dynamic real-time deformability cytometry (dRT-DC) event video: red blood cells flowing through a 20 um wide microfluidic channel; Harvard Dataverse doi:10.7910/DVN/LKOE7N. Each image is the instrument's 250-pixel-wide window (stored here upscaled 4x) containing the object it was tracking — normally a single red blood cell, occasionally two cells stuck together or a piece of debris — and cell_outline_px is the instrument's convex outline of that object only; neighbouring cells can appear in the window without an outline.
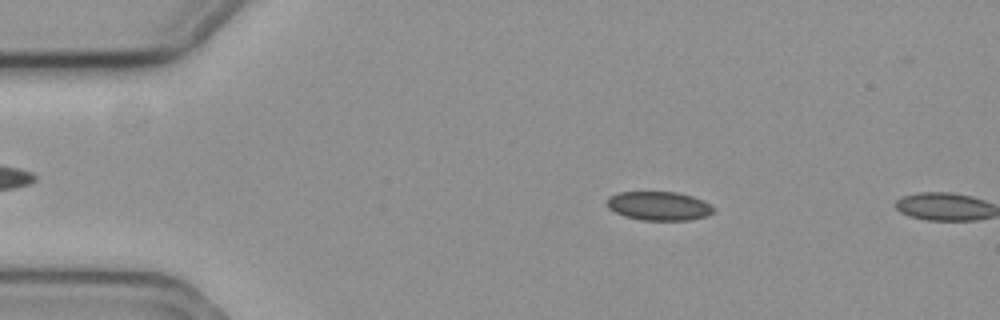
{"species": "common noctule bat (a hibernating species)", "species_latin": "Nyctalus noctula", "temperature_condition": "cold", "stored_images_in_passage": 3, "camera_frame_rate_fps": 3000, "um_per_image_px": 0.085, "animal": {"sex": "female", "body_mass_g": 19.3, "forearm_length_mm": 54.1}, "frame": {"image": 1, "passage_image": 2, "time_ms": 0.333, "image_size_px": [1000, 320], "cell_outline_px": [[716, 212], [708, 216], [688, 220], [640, 220], [624, 216], [608, 208], [608, 196], [620, 192], [676, 192], [692, 196], [704, 200], [716, 208]], "centroid_in_image_um": [56.06, 17.51], "position_along_channel_um": 28.9, "area_um2": 18.09}}